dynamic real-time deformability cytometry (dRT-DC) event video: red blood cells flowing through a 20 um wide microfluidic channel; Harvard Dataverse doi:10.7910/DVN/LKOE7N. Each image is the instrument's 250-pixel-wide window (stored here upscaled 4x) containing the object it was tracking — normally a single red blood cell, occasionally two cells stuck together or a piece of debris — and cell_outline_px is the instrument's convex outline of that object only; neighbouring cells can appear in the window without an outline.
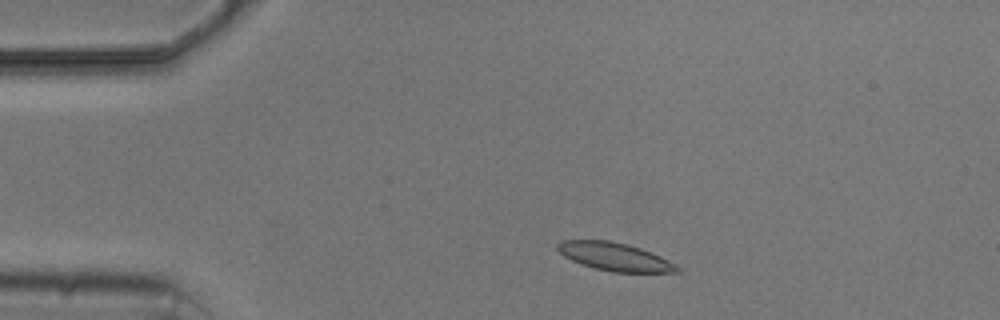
{"species": "common noctule bat (a hibernating species)", "species_latin": "Nyctalus noctula", "temperature_condition": "cold", "stored_images_in_passage": 9, "camera_frame_rate_fps": 3000, "um_per_image_px": 0.085, "animal": {"sex": "male", "body_mass_g": 20.5, "forearm_length_mm": 52.5}, "frame": {"image": 1, "passage_image": 2, "time_ms": 1.0, "image_size_px": [1000, 320], "cell_outline_px": [[680, 272], [612, 272], [580, 264], [564, 256], [556, 248], [556, 244], [564, 240], [608, 240], [628, 244], [640, 248], [660, 256], [680, 268]], "centroid_in_image_um": [52.22, 21.81], "position_along_channel_um": 32.8, "area_um2": 19.36}}
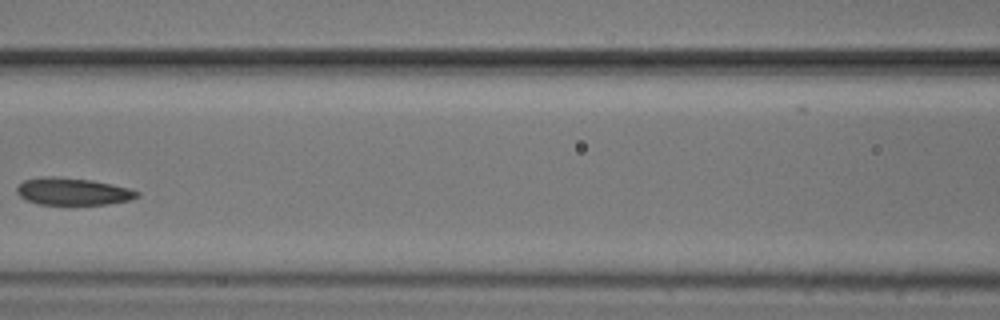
{"frame": {"image": 2, "passage_image": 6, "time_ms": 5.667, "image_size_px": [1000, 320], "cell_outline_px": [[140, 196], [132, 200], [108, 204], [40, 204], [28, 200], [20, 196], [16, 192], [16, 188], [24, 180], [40, 176], [52, 176], [92, 180], [112, 184], [128, 188], [140, 192]], "centroid_in_image_um": [6.21, 16.27], "position_along_channel_um": 160.4, "area_um2": 19.07}}
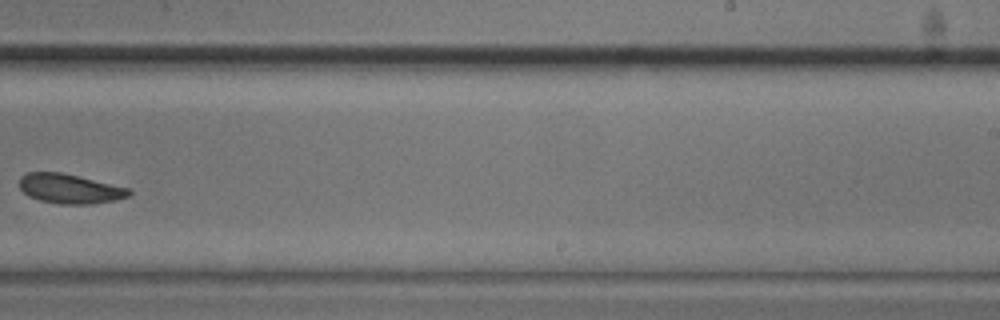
{"frame": {"image": 3, "passage_image": 9, "time_ms": 9.0, "image_size_px": [1000, 320], "cell_outline_px": [[132, 192], [128, 196], [116, 200], [92, 204], [60, 204], [40, 200], [28, 196], [20, 188], [20, 176], [24, 172], [60, 172], [132, 188]], "centroid_in_image_um": [5.95, 16.04], "position_along_channel_um": 283.0, "area_um2": 19.02}}